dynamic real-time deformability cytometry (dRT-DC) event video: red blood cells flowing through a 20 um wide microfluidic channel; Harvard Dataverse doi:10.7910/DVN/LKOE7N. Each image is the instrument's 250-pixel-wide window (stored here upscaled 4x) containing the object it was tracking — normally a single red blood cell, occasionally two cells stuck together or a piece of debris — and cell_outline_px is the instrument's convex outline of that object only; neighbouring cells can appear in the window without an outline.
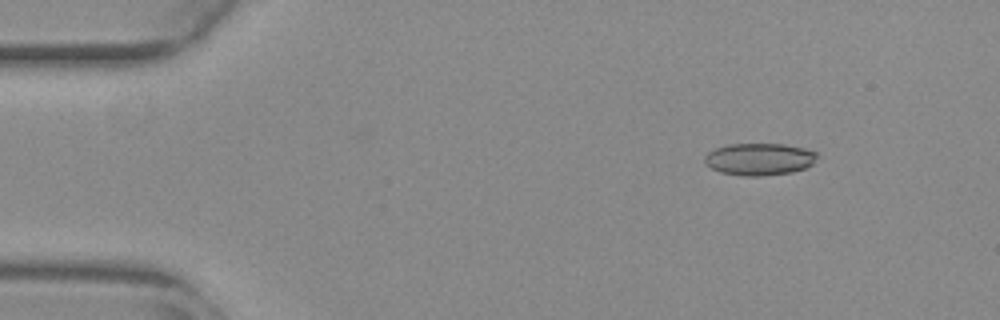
{"species": "common noctule bat (a hibernating species)", "species_latin": "Nyctalus noctula", "temperature_condition": "warm", "stored_images_in_passage": 17, "camera_frame_rate_fps": 3000, "um_per_image_px": 0.085, "animal": {"sex": "female", "body_mass_g": 29.2, "forearm_length_mm": 56.3}, "frame": {"image": 1, "passage_image": 7, "time_ms": 2.0, "image_size_px": [1000, 320], "cell_outline_px": [[816, 156], [812, 164], [804, 168], [792, 172], [760, 176], [744, 176], [720, 172], [712, 168], [704, 160], [704, 156], [708, 152], [716, 148], [732, 144], [784, 144], [804, 148], [816, 152]], "centroid_in_image_um": [64.54, 13.53], "position_along_channel_um": 20.5, "area_um2": 20.81}}
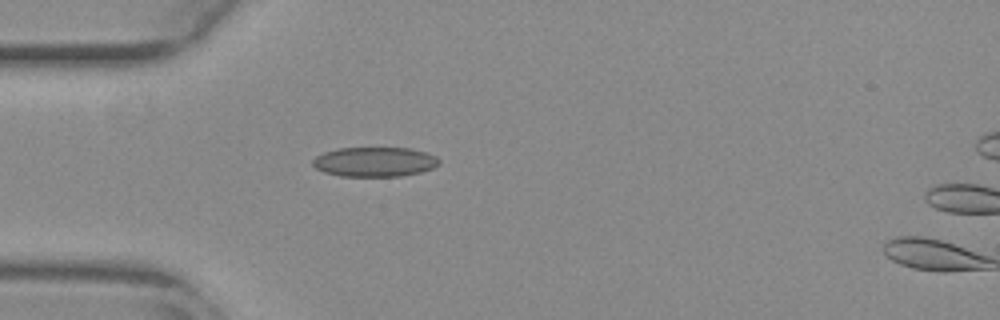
{"frame": {"image": 2, "passage_image": 16, "time_ms": 5.0, "image_size_px": [1000, 320], "cell_outline_px": [[440, 164], [432, 168], [420, 172], [400, 176], [340, 176], [324, 172], [316, 168], [312, 164], [312, 160], [316, 156], [324, 152], [340, 148], [412, 148], [436, 156], [440, 160]], "centroid_in_image_um": [31.85, 13.75], "position_along_channel_um": 53.2, "area_um2": 21.79}}